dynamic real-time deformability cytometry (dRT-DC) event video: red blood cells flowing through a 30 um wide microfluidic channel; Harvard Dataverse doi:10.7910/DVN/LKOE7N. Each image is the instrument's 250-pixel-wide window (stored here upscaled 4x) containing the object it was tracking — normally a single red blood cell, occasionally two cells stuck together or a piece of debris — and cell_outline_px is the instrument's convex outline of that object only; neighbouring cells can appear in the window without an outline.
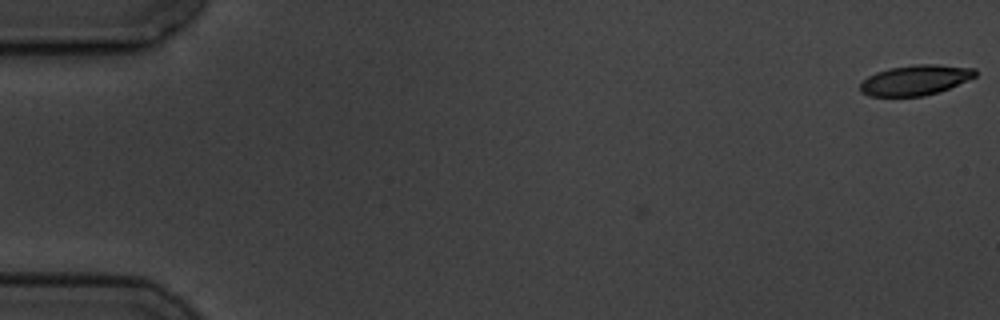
{"species": "common noctule bat (a hibernating species)", "species_latin": "Nyctalus noctula", "temperature_condition": "cold", "stored_images_in_passage": 2, "camera_frame_rate_fps": 3000, "um_per_image_px": 0.085, "animal": {"sex": "male", "body_mass_g": 19.5, "forearm_length_mm": 54.6}, "frame": {"image": 1, "passage_image": 2, "time_ms": 1.333, "image_size_px": [1000, 320], "cell_outline_px": [[976, 76], [940, 92], [924, 96], [868, 96], [860, 92], [860, 84], [868, 76], [876, 72], [888, 68], [916, 64], [936, 64], [976, 68]], "centroid_in_image_um": [77.8, 6.8], "position_along_channel_um": 7.2, "area_um2": 20.35}}